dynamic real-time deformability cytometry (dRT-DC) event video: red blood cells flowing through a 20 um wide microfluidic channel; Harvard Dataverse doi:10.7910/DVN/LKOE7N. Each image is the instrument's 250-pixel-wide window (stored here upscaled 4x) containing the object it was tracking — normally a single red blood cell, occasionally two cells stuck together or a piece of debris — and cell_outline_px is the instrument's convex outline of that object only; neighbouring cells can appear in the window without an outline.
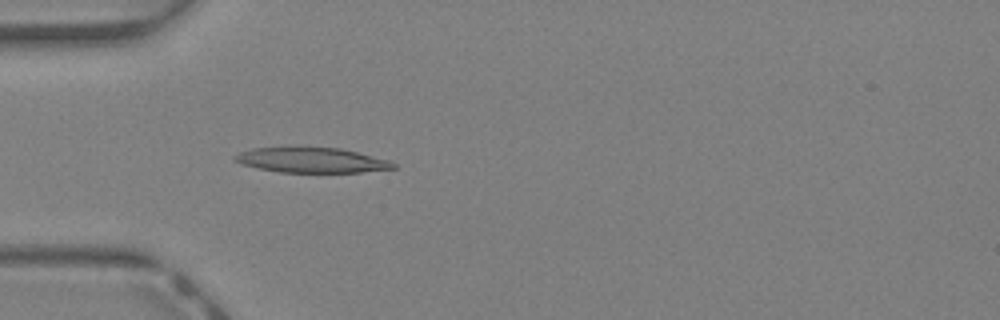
{"species": "Egyptian fruit bat (a non-hibernating species)", "species_latin": "Rousettus aegyptiacus", "temperature_condition": "warm", "stored_images_in_passage": 33, "camera_frame_rate_fps": 3000, "um_per_image_px": 0.085, "animal": {"sex": "female"}, "frame": {"image": 1, "passage_image": 3, "time_ms": 0.667, "image_size_px": [1000, 320], "cell_outline_px": [[396, 168], [360, 172], [280, 172], [260, 168], [244, 164], [232, 160], [232, 156], [240, 152], [252, 148], [296, 144], [340, 148], [388, 160], [396, 164]], "centroid_in_image_um": [26.4, 13.56], "position_along_channel_um": 58.6, "area_um2": 23.93}}
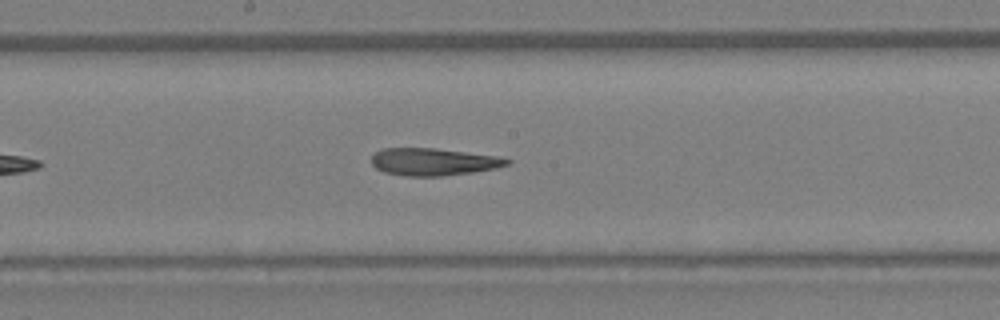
{"frame": {"image": 2, "passage_image": 13, "time_ms": 4.0, "image_size_px": [1000, 320], "cell_outline_px": [[512, 160], [508, 164], [496, 168], [472, 172], [440, 176], [408, 176], [384, 172], [376, 168], [372, 164], [372, 156], [380, 148], [436, 148], [496, 156]], "centroid_in_image_um": [36.81, 13.75], "position_along_channel_um": 211.4, "area_um2": 21.44}}
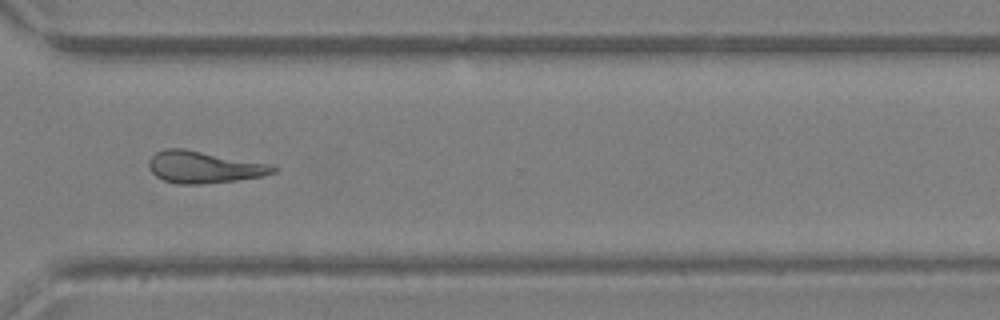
{"frame": {"image": 3, "passage_image": 22, "time_ms": 7.0, "image_size_px": [1000, 320], "cell_outline_px": [[280, 168], [276, 172], [264, 176], [236, 180], [200, 184], [176, 184], [164, 180], [156, 176], [148, 168], [148, 160], [156, 152], [164, 148], [184, 148], [272, 164]], "centroid_in_image_um": [17.35, 14.19], "position_along_channel_um": 353.2, "area_um2": 23.41}, "authors_computed_cell_mechanics": {"area_um2": 22.9466, "velocity_mm_per_s": 4.7272, "shape_relaxation_time_tau1_ms": null, "shape_relaxation_time_tau2_ms": 5.1267, "deformation_change_tau1": null, "deformation_change_tau2": 0.1915}}